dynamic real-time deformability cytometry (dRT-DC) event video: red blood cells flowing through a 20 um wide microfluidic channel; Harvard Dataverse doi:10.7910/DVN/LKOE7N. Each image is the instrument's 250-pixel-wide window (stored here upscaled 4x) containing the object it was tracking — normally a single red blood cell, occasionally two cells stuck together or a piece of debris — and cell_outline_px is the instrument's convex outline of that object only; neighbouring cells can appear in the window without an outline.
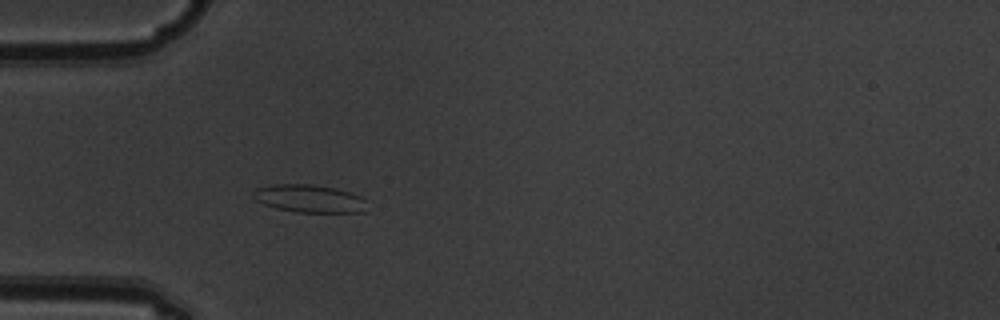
{"species": "common noctule bat (a hibernating species)", "species_latin": "Nyctalus noctula", "temperature_condition": "warm", "stored_images_in_passage": 3, "camera_frame_rate_fps": 3000, "um_per_image_px": 0.085, "animal": {"sex": "male", "body_mass_g": 19.5, "forearm_length_mm": 54.6}, "frame": {"image": 1, "passage_image": 3, "time_ms": 0.667, "image_size_px": [1000, 320], "cell_outline_px": [[368, 200], [364, 212], [296, 212], [276, 208], [264, 204], [256, 200], [252, 196], [252, 192], [256, 188], [272, 184], [312, 184], [332, 188], [348, 192], [360, 196]], "centroid_in_image_um": [26.28, 16.88], "position_along_channel_um": 58.7, "area_um2": 18.44}}